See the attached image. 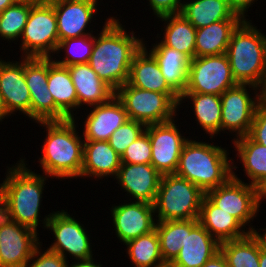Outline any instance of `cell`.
<instances>
[{
  "mask_svg": "<svg viewBox=\"0 0 266 267\" xmlns=\"http://www.w3.org/2000/svg\"><path fill=\"white\" fill-rule=\"evenodd\" d=\"M119 20L116 16L105 19L102 30L94 36L89 60L90 67L114 91L128 81L133 57L144 40L133 30L127 32Z\"/></svg>",
  "mask_w": 266,
  "mask_h": 267,
  "instance_id": "6da1fadb",
  "label": "cell"
},
{
  "mask_svg": "<svg viewBox=\"0 0 266 267\" xmlns=\"http://www.w3.org/2000/svg\"><path fill=\"white\" fill-rule=\"evenodd\" d=\"M25 159L20 158L16 164L6 167V178L3 180L5 216L37 232V227L41 224L39 222H42L45 229L53 213L39 220L42 194L46 180L50 177L37 174L26 167L28 164Z\"/></svg>",
  "mask_w": 266,
  "mask_h": 267,
  "instance_id": "7a4b0ae2",
  "label": "cell"
},
{
  "mask_svg": "<svg viewBox=\"0 0 266 267\" xmlns=\"http://www.w3.org/2000/svg\"><path fill=\"white\" fill-rule=\"evenodd\" d=\"M77 118L35 122L46 129L42 156L37 161L46 176L55 179L81 177L84 139L78 134Z\"/></svg>",
  "mask_w": 266,
  "mask_h": 267,
  "instance_id": "3957f363",
  "label": "cell"
},
{
  "mask_svg": "<svg viewBox=\"0 0 266 267\" xmlns=\"http://www.w3.org/2000/svg\"><path fill=\"white\" fill-rule=\"evenodd\" d=\"M243 20L233 31L226 55L237 84H250L266 94V35Z\"/></svg>",
  "mask_w": 266,
  "mask_h": 267,
  "instance_id": "277c9868",
  "label": "cell"
},
{
  "mask_svg": "<svg viewBox=\"0 0 266 267\" xmlns=\"http://www.w3.org/2000/svg\"><path fill=\"white\" fill-rule=\"evenodd\" d=\"M227 151L219 145L189 138L183 145L175 174L206 193L232 176V158Z\"/></svg>",
  "mask_w": 266,
  "mask_h": 267,
  "instance_id": "5b68a950",
  "label": "cell"
},
{
  "mask_svg": "<svg viewBox=\"0 0 266 267\" xmlns=\"http://www.w3.org/2000/svg\"><path fill=\"white\" fill-rule=\"evenodd\" d=\"M205 193L176 174L162 175L153 203L156 221L198 219Z\"/></svg>",
  "mask_w": 266,
  "mask_h": 267,
  "instance_id": "8992f818",
  "label": "cell"
},
{
  "mask_svg": "<svg viewBox=\"0 0 266 267\" xmlns=\"http://www.w3.org/2000/svg\"><path fill=\"white\" fill-rule=\"evenodd\" d=\"M232 159V176L222 185L211 189L205 196L218 208L234 216L249 232L255 228L251 225L258 216L260 202L258 188L242 181L236 172L239 167ZM250 223V225H248ZM246 226H250L247 228Z\"/></svg>",
  "mask_w": 266,
  "mask_h": 267,
  "instance_id": "52a82bcc",
  "label": "cell"
},
{
  "mask_svg": "<svg viewBox=\"0 0 266 267\" xmlns=\"http://www.w3.org/2000/svg\"><path fill=\"white\" fill-rule=\"evenodd\" d=\"M20 57L51 58L59 43L57 19L53 5L35 3L20 37ZM52 53V55H51Z\"/></svg>",
  "mask_w": 266,
  "mask_h": 267,
  "instance_id": "ba28073f",
  "label": "cell"
},
{
  "mask_svg": "<svg viewBox=\"0 0 266 267\" xmlns=\"http://www.w3.org/2000/svg\"><path fill=\"white\" fill-rule=\"evenodd\" d=\"M115 95L122 102L128 118L146 126L170 121L178 115V105L165 93L143 90L126 82Z\"/></svg>",
  "mask_w": 266,
  "mask_h": 267,
  "instance_id": "9c48e42d",
  "label": "cell"
},
{
  "mask_svg": "<svg viewBox=\"0 0 266 267\" xmlns=\"http://www.w3.org/2000/svg\"><path fill=\"white\" fill-rule=\"evenodd\" d=\"M253 90V97L249 92ZM250 90V91H248ZM255 90V91H254ZM266 94L250 84H237L227 89L221 96V132L235 133L234 139L249 134L257 104Z\"/></svg>",
  "mask_w": 266,
  "mask_h": 267,
  "instance_id": "30bf717a",
  "label": "cell"
},
{
  "mask_svg": "<svg viewBox=\"0 0 266 267\" xmlns=\"http://www.w3.org/2000/svg\"><path fill=\"white\" fill-rule=\"evenodd\" d=\"M226 54L194 57L190 60L184 93L222 95L236 86Z\"/></svg>",
  "mask_w": 266,
  "mask_h": 267,
  "instance_id": "8fae6325",
  "label": "cell"
},
{
  "mask_svg": "<svg viewBox=\"0 0 266 267\" xmlns=\"http://www.w3.org/2000/svg\"><path fill=\"white\" fill-rule=\"evenodd\" d=\"M77 219L68 214L67 211H53L47 223L46 229L53 233L55 240L47 247L48 250L59 253L66 260L67 255L72 256L75 261L85 260L93 257L92 240L88 230Z\"/></svg>",
  "mask_w": 266,
  "mask_h": 267,
  "instance_id": "7c38bea8",
  "label": "cell"
},
{
  "mask_svg": "<svg viewBox=\"0 0 266 267\" xmlns=\"http://www.w3.org/2000/svg\"><path fill=\"white\" fill-rule=\"evenodd\" d=\"M25 79L31 97L32 121H63L70 119L55 104L48 90V58L25 57Z\"/></svg>",
  "mask_w": 266,
  "mask_h": 267,
  "instance_id": "4fadbf2b",
  "label": "cell"
},
{
  "mask_svg": "<svg viewBox=\"0 0 266 267\" xmlns=\"http://www.w3.org/2000/svg\"><path fill=\"white\" fill-rule=\"evenodd\" d=\"M175 121L150 124L145 129L151 142V165L161 175L175 174L183 145L189 139L182 136Z\"/></svg>",
  "mask_w": 266,
  "mask_h": 267,
  "instance_id": "5bb4252c",
  "label": "cell"
},
{
  "mask_svg": "<svg viewBox=\"0 0 266 267\" xmlns=\"http://www.w3.org/2000/svg\"><path fill=\"white\" fill-rule=\"evenodd\" d=\"M38 235L4 215L0 219V267H25L42 243Z\"/></svg>",
  "mask_w": 266,
  "mask_h": 267,
  "instance_id": "9a60e30c",
  "label": "cell"
},
{
  "mask_svg": "<svg viewBox=\"0 0 266 267\" xmlns=\"http://www.w3.org/2000/svg\"><path fill=\"white\" fill-rule=\"evenodd\" d=\"M109 210L115 234L123 244L155 229L157 221L153 204L130 200L113 205Z\"/></svg>",
  "mask_w": 266,
  "mask_h": 267,
  "instance_id": "2e32d148",
  "label": "cell"
},
{
  "mask_svg": "<svg viewBox=\"0 0 266 267\" xmlns=\"http://www.w3.org/2000/svg\"><path fill=\"white\" fill-rule=\"evenodd\" d=\"M48 1L55 10L59 41L93 34V30L90 31L89 29V24L93 21V17L98 14L99 0Z\"/></svg>",
  "mask_w": 266,
  "mask_h": 267,
  "instance_id": "e0dca14e",
  "label": "cell"
},
{
  "mask_svg": "<svg viewBox=\"0 0 266 267\" xmlns=\"http://www.w3.org/2000/svg\"><path fill=\"white\" fill-rule=\"evenodd\" d=\"M0 93L7 112L23 113L31 119V97L25 79V57L18 61H5L0 58Z\"/></svg>",
  "mask_w": 266,
  "mask_h": 267,
  "instance_id": "ac0fdd59",
  "label": "cell"
},
{
  "mask_svg": "<svg viewBox=\"0 0 266 267\" xmlns=\"http://www.w3.org/2000/svg\"><path fill=\"white\" fill-rule=\"evenodd\" d=\"M170 267H202L220 251V243L199 223L185 220V239Z\"/></svg>",
  "mask_w": 266,
  "mask_h": 267,
  "instance_id": "d6986e66",
  "label": "cell"
},
{
  "mask_svg": "<svg viewBox=\"0 0 266 267\" xmlns=\"http://www.w3.org/2000/svg\"><path fill=\"white\" fill-rule=\"evenodd\" d=\"M162 175L151 164L121 163L116 180L130 200L153 204ZM129 194V195H128Z\"/></svg>",
  "mask_w": 266,
  "mask_h": 267,
  "instance_id": "ffe728a7",
  "label": "cell"
},
{
  "mask_svg": "<svg viewBox=\"0 0 266 267\" xmlns=\"http://www.w3.org/2000/svg\"><path fill=\"white\" fill-rule=\"evenodd\" d=\"M83 128L84 141H108L129 118L122 102L114 95L108 102L90 107Z\"/></svg>",
  "mask_w": 266,
  "mask_h": 267,
  "instance_id": "44dd1931",
  "label": "cell"
},
{
  "mask_svg": "<svg viewBox=\"0 0 266 267\" xmlns=\"http://www.w3.org/2000/svg\"><path fill=\"white\" fill-rule=\"evenodd\" d=\"M145 42L143 41V46L133 57L127 83L143 90L165 93L178 105L180 96L162 76L158 62L148 52Z\"/></svg>",
  "mask_w": 266,
  "mask_h": 267,
  "instance_id": "7402d4cb",
  "label": "cell"
},
{
  "mask_svg": "<svg viewBox=\"0 0 266 267\" xmlns=\"http://www.w3.org/2000/svg\"><path fill=\"white\" fill-rule=\"evenodd\" d=\"M76 89L78 109L108 102L115 91L102 81L89 63L67 66Z\"/></svg>",
  "mask_w": 266,
  "mask_h": 267,
  "instance_id": "603a6c76",
  "label": "cell"
},
{
  "mask_svg": "<svg viewBox=\"0 0 266 267\" xmlns=\"http://www.w3.org/2000/svg\"><path fill=\"white\" fill-rule=\"evenodd\" d=\"M121 165L120 155L108 141H84L81 178H116Z\"/></svg>",
  "mask_w": 266,
  "mask_h": 267,
  "instance_id": "cb8c5ba5",
  "label": "cell"
},
{
  "mask_svg": "<svg viewBox=\"0 0 266 267\" xmlns=\"http://www.w3.org/2000/svg\"><path fill=\"white\" fill-rule=\"evenodd\" d=\"M198 221L219 243L239 239L249 233L234 216L215 206L206 196L201 203Z\"/></svg>",
  "mask_w": 266,
  "mask_h": 267,
  "instance_id": "d4e9b609",
  "label": "cell"
},
{
  "mask_svg": "<svg viewBox=\"0 0 266 267\" xmlns=\"http://www.w3.org/2000/svg\"><path fill=\"white\" fill-rule=\"evenodd\" d=\"M149 52L160 67L162 76L168 85L181 96L187 86L190 59L182 52L165 46L161 41L152 44Z\"/></svg>",
  "mask_w": 266,
  "mask_h": 267,
  "instance_id": "484cf974",
  "label": "cell"
},
{
  "mask_svg": "<svg viewBox=\"0 0 266 267\" xmlns=\"http://www.w3.org/2000/svg\"><path fill=\"white\" fill-rule=\"evenodd\" d=\"M243 20H222L196 29L195 57L225 54L233 31Z\"/></svg>",
  "mask_w": 266,
  "mask_h": 267,
  "instance_id": "4316f807",
  "label": "cell"
},
{
  "mask_svg": "<svg viewBox=\"0 0 266 267\" xmlns=\"http://www.w3.org/2000/svg\"><path fill=\"white\" fill-rule=\"evenodd\" d=\"M196 29L222 20H243L226 0H183L180 12Z\"/></svg>",
  "mask_w": 266,
  "mask_h": 267,
  "instance_id": "83f0119b",
  "label": "cell"
},
{
  "mask_svg": "<svg viewBox=\"0 0 266 267\" xmlns=\"http://www.w3.org/2000/svg\"><path fill=\"white\" fill-rule=\"evenodd\" d=\"M47 86L55 104L70 119L75 118L76 113L78 114L76 110L78 109V99L70 72L67 67L56 64L53 57L48 58ZM74 111H76L75 114Z\"/></svg>",
  "mask_w": 266,
  "mask_h": 267,
  "instance_id": "f1b7e54d",
  "label": "cell"
},
{
  "mask_svg": "<svg viewBox=\"0 0 266 267\" xmlns=\"http://www.w3.org/2000/svg\"><path fill=\"white\" fill-rule=\"evenodd\" d=\"M190 100L192 112L199 125L211 138L221 133V98L220 95L202 93H183L180 96L178 108L185 101ZM184 100V101H183Z\"/></svg>",
  "mask_w": 266,
  "mask_h": 267,
  "instance_id": "f546056e",
  "label": "cell"
},
{
  "mask_svg": "<svg viewBox=\"0 0 266 267\" xmlns=\"http://www.w3.org/2000/svg\"><path fill=\"white\" fill-rule=\"evenodd\" d=\"M236 157L240 158L249 184L259 187L266 180V146L255 142L249 135L231 140Z\"/></svg>",
  "mask_w": 266,
  "mask_h": 267,
  "instance_id": "4dcf8cb0",
  "label": "cell"
},
{
  "mask_svg": "<svg viewBox=\"0 0 266 267\" xmlns=\"http://www.w3.org/2000/svg\"><path fill=\"white\" fill-rule=\"evenodd\" d=\"M164 21L163 39L167 47L184 53L190 60L195 57L196 28L181 14H168L158 17Z\"/></svg>",
  "mask_w": 266,
  "mask_h": 267,
  "instance_id": "1f68e13d",
  "label": "cell"
},
{
  "mask_svg": "<svg viewBox=\"0 0 266 267\" xmlns=\"http://www.w3.org/2000/svg\"><path fill=\"white\" fill-rule=\"evenodd\" d=\"M228 267H259L260 242L253 232L245 237L220 243Z\"/></svg>",
  "mask_w": 266,
  "mask_h": 267,
  "instance_id": "d6a6232c",
  "label": "cell"
},
{
  "mask_svg": "<svg viewBox=\"0 0 266 267\" xmlns=\"http://www.w3.org/2000/svg\"><path fill=\"white\" fill-rule=\"evenodd\" d=\"M128 259L134 267H165L167 264L163 261L159 238L156 229L129 240L125 244Z\"/></svg>",
  "mask_w": 266,
  "mask_h": 267,
  "instance_id": "836d02e7",
  "label": "cell"
},
{
  "mask_svg": "<svg viewBox=\"0 0 266 267\" xmlns=\"http://www.w3.org/2000/svg\"><path fill=\"white\" fill-rule=\"evenodd\" d=\"M155 229L162 259L169 265L182 248L181 244L185 239V220L157 221Z\"/></svg>",
  "mask_w": 266,
  "mask_h": 267,
  "instance_id": "e575fe53",
  "label": "cell"
},
{
  "mask_svg": "<svg viewBox=\"0 0 266 267\" xmlns=\"http://www.w3.org/2000/svg\"><path fill=\"white\" fill-rule=\"evenodd\" d=\"M34 4L31 1L18 0L0 13V37L2 40L10 43L11 41L18 42Z\"/></svg>",
  "mask_w": 266,
  "mask_h": 267,
  "instance_id": "d590c367",
  "label": "cell"
},
{
  "mask_svg": "<svg viewBox=\"0 0 266 267\" xmlns=\"http://www.w3.org/2000/svg\"><path fill=\"white\" fill-rule=\"evenodd\" d=\"M94 46V35H84L76 38H68L58 43L55 54L66 52L59 60H53L56 64L67 67L74 64L89 63ZM57 52V53H56ZM62 59V60H60Z\"/></svg>",
  "mask_w": 266,
  "mask_h": 267,
  "instance_id": "8d00e7d4",
  "label": "cell"
},
{
  "mask_svg": "<svg viewBox=\"0 0 266 267\" xmlns=\"http://www.w3.org/2000/svg\"><path fill=\"white\" fill-rule=\"evenodd\" d=\"M146 129L142 122L128 119L110 136V146L121 156L127 147L134 142Z\"/></svg>",
  "mask_w": 266,
  "mask_h": 267,
  "instance_id": "74e56055",
  "label": "cell"
},
{
  "mask_svg": "<svg viewBox=\"0 0 266 267\" xmlns=\"http://www.w3.org/2000/svg\"><path fill=\"white\" fill-rule=\"evenodd\" d=\"M121 163L151 164V142L144 131L120 156Z\"/></svg>",
  "mask_w": 266,
  "mask_h": 267,
  "instance_id": "f35d334b",
  "label": "cell"
},
{
  "mask_svg": "<svg viewBox=\"0 0 266 267\" xmlns=\"http://www.w3.org/2000/svg\"><path fill=\"white\" fill-rule=\"evenodd\" d=\"M68 262L69 260L67 261L59 253L48 249L42 251V244H40L25 264V267H67Z\"/></svg>",
  "mask_w": 266,
  "mask_h": 267,
  "instance_id": "ab89813d",
  "label": "cell"
},
{
  "mask_svg": "<svg viewBox=\"0 0 266 267\" xmlns=\"http://www.w3.org/2000/svg\"><path fill=\"white\" fill-rule=\"evenodd\" d=\"M255 142L266 146V95L257 104L248 134Z\"/></svg>",
  "mask_w": 266,
  "mask_h": 267,
  "instance_id": "60d3db41",
  "label": "cell"
},
{
  "mask_svg": "<svg viewBox=\"0 0 266 267\" xmlns=\"http://www.w3.org/2000/svg\"><path fill=\"white\" fill-rule=\"evenodd\" d=\"M149 1L150 9L153 10L155 18L168 15L179 14L182 8V0H147Z\"/></svg>",
  "mask_w": 266,
  "mask_h": 267,
  "instance_id": "b9f144b4",
  "label": "cell"
},
{
  "mask_svg": "<svg viewBox=\"0 0 266 267\" xmlns=\"http://www.w3.org/2000/svg\"><path fill=\"white\" fill-rule=\"evenodd\" d=\"M229 7L234 11L235 14L239 15L243 20H249L246 18L249 7L258 0H226Z\"/></svg>",
  "mask_w": 266,
  "mask_h": 267,
  "instance_id": "7bdbcfd3",
  "label": "cell"
},
{
  "mask_svg": "<svg viewBox=\"0 0 266 267\" xmlns=\"http://www.w3.org/2000/svg\"><path fill=\"white\" fill-rule=\"evenodd\" d=\"M202 267H228L224 255L219 251L210 258Z\"/></svg>",
  "mask_w": 266,
  "mask_h": 267,
  "instance_id": "ee69618b",
  "label": "cell"
},
{
  "mask_svg": "<svg viewBox=\"0 0 266 267\" xmlns=\"http://www.w3.org/2000/svg\"><path fill=\"white\" fill-rule=\"evenodd\" d=\"M95 259L92 257V258H89V259H85V260H78V261H74L72 263H75V264H70L69 263L67 264V267H102L103 264L101 265L99 263H95L94 261Z\"/></svg>",
  "mask_w": 266,
  "mask_h": 267,
  "instance_id": "f6af8a7d",
  "label": "cell"
},
{
  "mask_svg": "<svg viewBox=\"0 0 266 267\" xmlns=\"http://www.w3.org/2000/svg\"><path fill=\"white\" fill-rule=\"evenodd\" d=\"M257 230H263L265 232H263V234H261ZM253 233L258 238L262 249L266 251V227L265 228H259V229L257 228L256 230H253Z\"/></svg>",
  "mask_w": 266,
  "mask_h": 267,
  "instance_id": "bcb514c9",
  "label": "cell"
},
{
  "mask_svg": "<svg viewBox=\"0 0 266 267\" xmlns=\"http://www.w3.org/2000/svg\"><path fill=\"white\" fill-rule=\"evenodd\" d=\"M5 215L4 208V185L0 183V219Z\"/></svg>",
  "mask_w": 266,
  "mask_h": 267,
  "instance_id": "7dc6e473",
  "label": "cell"
},
{
  "mask_svg": "<svg viewBox=\"0 0 266 267\" xmlns=\"http://www.w3.org/2000/svg\"><path fill=\"white\" fill-rule=\"evenodd\" d=\"M7 117H10V115L7 112V109H6L4 102H3V99H2V95L0 93V122L5 120V118H7Z\"/></svg>",
  "mask_w": 266,
  "mask_h": 267,
  "instance_id": "c3c4849f",
  "label": "cell"
},
{
  "mask_svg": "<svg viewBox=\"0 0 266 267\" xmlns=\"http://www.w3.org/2000/svg\"><path fill=\"white\" fill-rule=\"evenodd\" d=\"M258 193H259V202L261 205L262 201L266 199V180L258 187Z\"/></svg>",
  "mask_w": 266,
  "mask_h": 267,
  "instance_id": "681fc988",
  "label": "cell"
},
{
  "mask_svg": "<svg viewBox=\"0 0 266 267\" xmlns=\"http://www.w3.org/2000/svg\"><path fill=\"white\" fill-rule=\"evenodd\" d=\"M18 0H0V13L3 12L9 6L15 4Z\"/></svg>",
  "mask_w": 266,
  "mask_h": 267,
  "instance_id": "f907efd6",
  "label": "cell"
},
{
  "mask_svg": "<svg viewBox=\"0 0 266 267\" xmlns=\"http://www.w3.org/2000/svg\"><path fill=\"white\" fill-rule=\"evenodd\" d=\"M259 267H266V251L262 249L260 244Z\"/></svg>",
  "mask_w": 266,
  "mask_h": 267,
  "instance_id": "816d5d0a",
  "label": "cell"
},
{
  "mask_svg": "<svg viewBox=\"0 0 266 267\" xmlns=\"http://www.w3.org/2000/svg\"><path fill=\"white\" fill-rule=\"evenodd\" d=\"M21 1H31L34 3H44V2H47L48 0H21Z\"/></svg>",
  "mask_w": 266,
  "mask_h": 267,
  "instance_id": "f5cc1de1",
  "label": "cell"
}]
</instances>
